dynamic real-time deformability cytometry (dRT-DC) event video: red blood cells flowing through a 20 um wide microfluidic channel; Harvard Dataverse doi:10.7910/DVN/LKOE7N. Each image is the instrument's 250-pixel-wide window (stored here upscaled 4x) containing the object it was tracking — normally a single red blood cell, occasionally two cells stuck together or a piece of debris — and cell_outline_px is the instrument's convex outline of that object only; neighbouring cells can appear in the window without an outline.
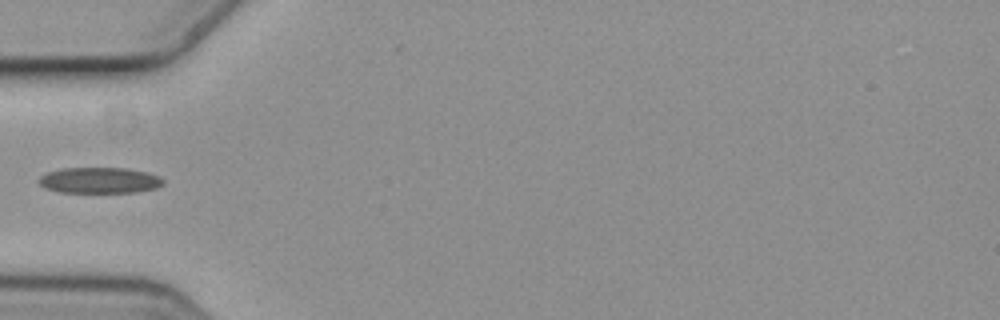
{"species": "common noctule bat (a hibernating species)", "species_latin": "Nyctalus noctula", "temperature_condition": "cold", "stored_images_in_passage": 1, "camera_frame_rate_fps": 3000, "um_per_image_px": 0.085, "animal": {"sex": "female", "body_mass_g": 19.3, "forearm_length_mm": 54.1}, "frame": {"image": 1, "passage_image": 1, "time_ms": 0.0, "image_size_px": [1000, 320], "cell_outline_px": [[164, 184], [156, 188], [136, 192], [60, 192], [44, 188], [36, 180], [40, 176], [48, 172], [64, 168], [124, 168], [144, 172], [160, 176], [164, 180]], "centroid_in_image_um": [8.44, 15.33], "position_along_channel_um": 76.6, "area_um2": 18.73}}